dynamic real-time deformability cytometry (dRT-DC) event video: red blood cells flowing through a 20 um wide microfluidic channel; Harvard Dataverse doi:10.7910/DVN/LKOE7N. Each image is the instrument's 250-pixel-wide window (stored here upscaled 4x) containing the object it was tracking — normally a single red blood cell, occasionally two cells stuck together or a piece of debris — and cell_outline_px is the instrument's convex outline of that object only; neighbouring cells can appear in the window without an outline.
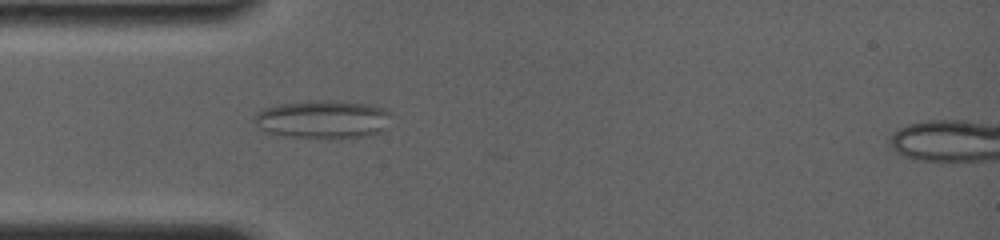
{"species": "common noctule bat (a hibernating species)", "species_latin": "Nyctalus noctula", "temperature_condition": "room temperature", "stored_images_in_passage": 13, "camera_frame_rate_fps": 4000, "um_per_image_px": 0.085, "animal": {"sex": "female", "body_mass_g": 19.0, "forearm_length_mm": 56.7}, "frame": {"image": 1, "passage_image": 1, "time_ms": 0.0, "image_size_px": [1000, 240], "cell_outline_px": [[392, 112], [388, 128], [380, 132], [368, 136], [284, 136], [264, 132], [252, 120], [256, 112], [264, 108], [276, 104], [312, 100], [336, 100], [372, 104], [384, 108]], "centroid_in_image_um": [27.46, 10.1], "position_along_channel_um": 57.5, "area_um2": 30.58}}
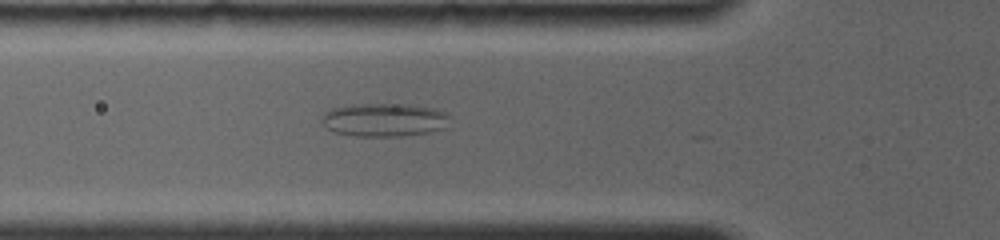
{"frame": {"image": 2, "passage_image": 5, "time_ms": 1.0, "image_size_px": [1000, 240], "cell_outline_px": [[452, 116], [448, 128], [432, 132], [400, 136], [356, 136], [336, 132], [328, 128], [320, 120], [324, 112], [332, 108], [352, 104], [408, 104], [432, 108], [444, 112]], "centroid_in_image_um": [32.72, 10.18], "position_along_channel_um": 93.1, "area_um2": 25.2}}
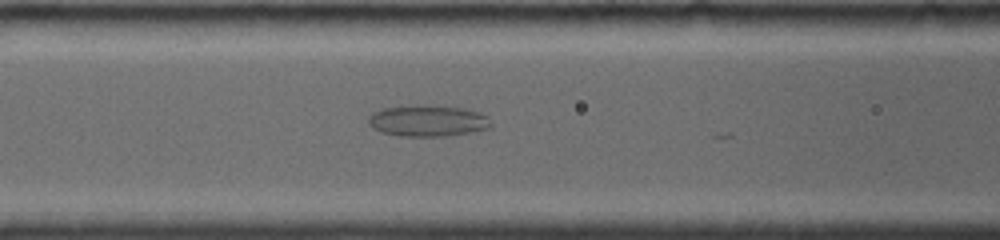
{"frame": {"image": 3, "passage_image": 9, "time_ms": 2.0, "image_size_px": [1000, 240], "cell_outline_px": [[492, 124], [488, 128], [448, 136], [400, 136], [380, 132], [372, 128], [368, 124], [368, 116], [372, 112], [384, 108], [424, 104], [432, 104], [464, 108], [488, 116]], "centroid_in_image_um": [36.32, 10.25], "position_along_channel_um": 130.3, "area_um2": 22.6}}